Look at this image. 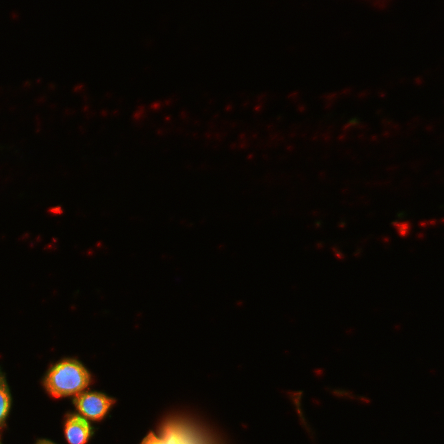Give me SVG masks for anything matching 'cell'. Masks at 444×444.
<instances>
[{"label":"cell","instance_id":"obj_1","mask_svg":"<svg viewBox=\"0 0 444 444\" xmlns=\"http://www.w3.org/2000/svg\"><path fill=\"white\" fill-rule=\"evenodd\" d=\"M92 374L79 359L64 357L51 363L42 378L48 394L55 397H69L73 400L90 388Z\"/></svg>","mask_w":444,"mask_h":444},{"label":"cell","instance_id":"obj_2","mask_svg":"<svg viewBox=\"0 0 444 444\" xmlns=\"http://www.w3.org/2000/svg\"><path fill=\"white\" fill-rule=\"evenodd\" d=\"M115 401V398L105 392L88 388L71 401L75 411L70 413L84 422L93 424L106 418Z\"/></svg>","mask_w":444,"mask_h":444},{"label":"cell","instance_id":"obj_3","mask_svg":"<svg viewBox=\"0 0 444 444\" xmlns=\"http://www.w3.org/2000/svg\"><path fill=\"white\" fill-rule=\"evenodd\" d=\"M211 428L196 416L185 413L178 422L177 444H225Z\"/></svg>","mask_w":444,"mask_h":444},{"label":"cell","instance_id":"obj_4","mask_svg":"<svg viewBox=\"0 0 444 444\" xmlns=\"http://www.w3.org/2000/svg\"><path fill=\"white\" fill-rule=\"evenodd\" d=\"M174 412L165 416L159 423L156 431L150 430L140 444H177L178 422L185 415Z\"/></svg>","mask_w":444,"mask_h":444},{"label":"cell","instance_id":"obj_5","mask_svg":"<svg viewBox=\"0 0 444 444\" xmlns=\"http://www.w3.org/2000/svg\"><path fill=\"white\" fill-rule=\"evenodd\" d=\"M64 435L69 444H86L95 434V427L82 419L66 413Z\"/></svg>","mask_w":444,"mask_h":444},{"label":"cell","instance_id":"obj_6","mask_svg":"<svg viewBox=\"0 0 444 444\" xmlns=\"http://www.w3.org/2000/svg\"><path fill=\"white\" fill-rule=\"evenodd\" d=\"M13 405V398L10 386L7 383L5 373L1 371L0 367V429L5 428L6 420L11 412Z\"/></svg>","mask_w":444,"mask_h":444},{"label":"cell","instance_id":"obj_7","mask_svg":"<svg viewBox=\"0 0 444 444\" xmlns=\"http://www.w3.org/2000/svg\"><path fill=\"white\" fill-rule=\"evenodd\" d=\"M35 444H57V443H55L51 439L41 438V439H37Z\"/></svg>","mask_w":444,"mask_h":444}]
</instances>
